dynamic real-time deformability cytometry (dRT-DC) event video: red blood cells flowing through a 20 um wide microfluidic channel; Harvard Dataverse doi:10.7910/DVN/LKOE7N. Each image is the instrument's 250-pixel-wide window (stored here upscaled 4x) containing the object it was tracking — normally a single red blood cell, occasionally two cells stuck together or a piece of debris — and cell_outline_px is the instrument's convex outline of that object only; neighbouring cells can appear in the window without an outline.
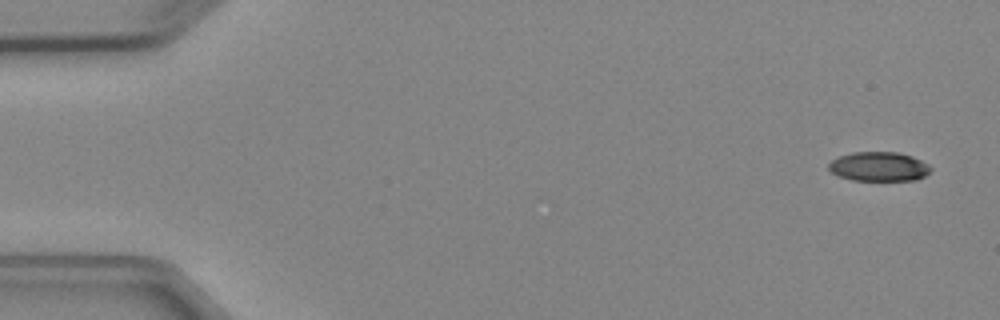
{"species": "Egyptian fruit bat (a non-hibernating species)", "species_latin": "Rousettus aegyptiacus", "temperature_condition": "cold", "stored_images_in_passage": 5, "segment_of_instrument_passage": [1, 2], "camera_frame_rate_fps": 3000, "um_per_image_px": 0.085, "animal": {"sex": "female"}, "frame": {"image": 1, "passage_image": 1, "time_ms": 0.0, "image_size_px": [1000, 320], "cell_outline_px": [[932, 168], [924, 176], [916, 180], [852, 180], [840, 176], [832, 172], [828, 168], [828, 164], [832, 160], [840, 156], [852, 152], [896, 152], [912, 156], [928, 164]], "centroid_in_image_um": [74.7, 14.15], "position_along_channel_um": 10.3, "area_um2": 17.28}}
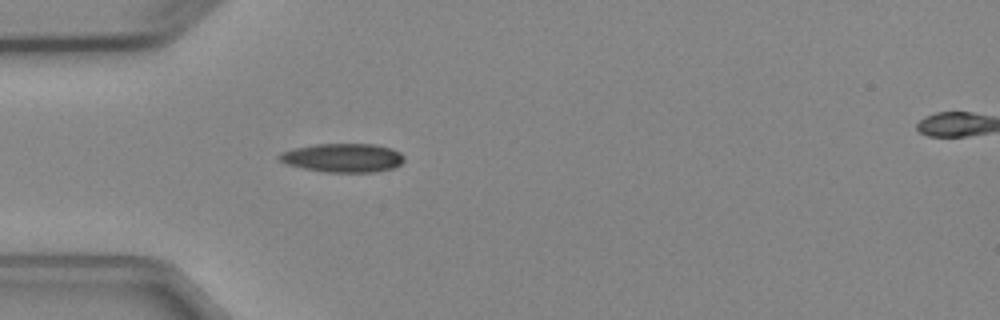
{"frame": {"image": 2, "passage_image": 4, "time_ms": 4.333, "image_size_px": [1000, 320], "cell_outline_px": [[404, 160], [400, 164], [392, 168], [372, 172], [328, 172], [304, 168], [284, 164], [276, 156], [280, 152], [292, 148], [316, 144], [372, 144], [392, 148], [400, 152], [404, 156]], "centroid_in_image_um": [29.11, 13.4], "position_along_channel_um": 55.9, "area_um2": 20.98}}